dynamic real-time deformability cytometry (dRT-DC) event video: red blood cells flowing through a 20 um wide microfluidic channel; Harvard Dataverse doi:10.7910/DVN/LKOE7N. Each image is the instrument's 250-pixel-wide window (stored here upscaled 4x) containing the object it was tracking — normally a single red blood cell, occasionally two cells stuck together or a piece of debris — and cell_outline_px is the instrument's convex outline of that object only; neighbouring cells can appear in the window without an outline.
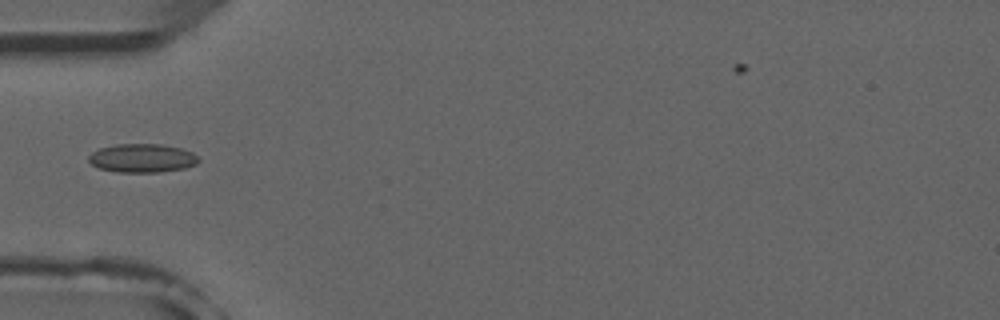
{"species": "common noctule bat (a hibernating species)", "species_latin": "Nyctalus noctula", "temperature_condition": "room temperature", "stored_images_in_passage": 3, "camera_frame_rate_fps": 3000, "um_per_image_px": 0.085, "animal": {"sex": "male", "forearm_length_mm": 52.5}, "frame": {"image": 1, "passage_image": 3, "time_ms": 2.333, "image_size_px": [1000, 320], "cell_outline_px": [[200, 160], [196, 164], [184, 168], [160, 172], [116, 172], [100, 168], [92, 164], [88, 160], [88, 156], [92, 152], [100, 148], [116, 144], [160, 144], [180, 148], [192, 152]], "centroid_in_image_um": [12.08, 13.44], "position_along_channel_um": 72.9, "area_um2": 18.26}}